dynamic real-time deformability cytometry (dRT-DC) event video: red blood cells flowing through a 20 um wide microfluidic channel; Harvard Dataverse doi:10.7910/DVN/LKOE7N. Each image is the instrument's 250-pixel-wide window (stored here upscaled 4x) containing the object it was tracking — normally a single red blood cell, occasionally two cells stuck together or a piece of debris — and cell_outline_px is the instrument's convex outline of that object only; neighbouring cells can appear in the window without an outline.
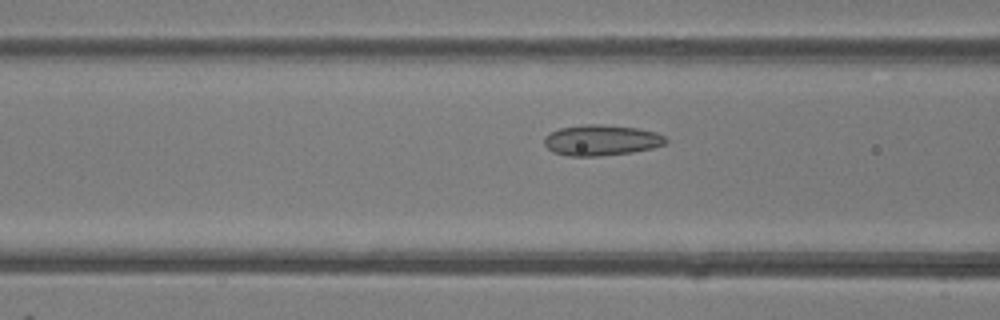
{"species": "common noctule bat (a hibernating species)", "species_latin": "Nyctalus noctula", "temperature_condition": "room temperature", "stored_images_in_passage": 50, "camera_frame_rate_fps": 3000, "um_per_image_px": 0.085, "animal": {"sex": "female"}, "frame": {"image": 1, "passage_image": 20, "time_ms": 6.333, "image_size_px": [1000, 320], "cell_outline_px": [[668, 144], [652, 148], [632, 152], [600, 156], [568, 156], [552, 152], [544, 144], [544, 136], [560, 128], [584, 124], [600, 124], [636, 128], [656, 132], [664, 136], [668, 140]], "centroid_in_image_um": [51.12, 11.92], "position_along_channel_um": 115.5, "area_um2": 21.85}}
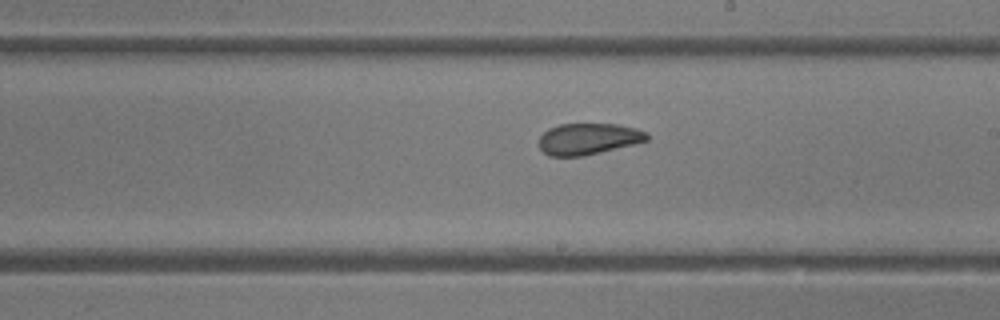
{"frame": {"image": 2, "passage_image": 29, "time_ms": 9.333, "image_size_px": [1000, 320], "cell_outline_px": [[648, 140], [584, 156], [548, 156], [540, 148], [540, 136], [548, 128], [560, 124], [620, 124], [636, 128], [648, 132]], "centroid_in_image_um": [50.01, 11.79], "position_along_channel_um": 239.0, "area_um2": 19.65}}
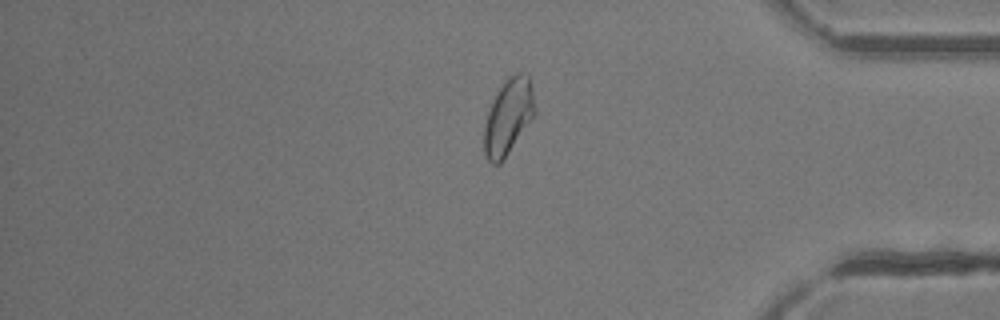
{"frame": {"image": 3, "passage_image": 42, "time_ms": 13.667, "image_size_px": [1000, 320], "cell_outline_px": [[536, 112], [500, 164], [492, 164], [484, 156], [484, 124], [492, 100], [496, 92], [504, 80], [508, 76], [516, 72], [520, 72], [528, 76], [536, 108]], "centroid_in_image_um": [43.18, 9.9], "position_along_channel_um": 392.0, "area_um2": 22.2}, "authors_computed_cell_mechanics": {"area_um2": 22.4842, "velocity_mm_per_s": 4.1198, "shape_relaxation_time_tau1_ms": null, "shape_relaxation_time_tau2_ms": 1.3531, "deformation_change_tau1": null, "deformation_change_tau2": 0.0845}}